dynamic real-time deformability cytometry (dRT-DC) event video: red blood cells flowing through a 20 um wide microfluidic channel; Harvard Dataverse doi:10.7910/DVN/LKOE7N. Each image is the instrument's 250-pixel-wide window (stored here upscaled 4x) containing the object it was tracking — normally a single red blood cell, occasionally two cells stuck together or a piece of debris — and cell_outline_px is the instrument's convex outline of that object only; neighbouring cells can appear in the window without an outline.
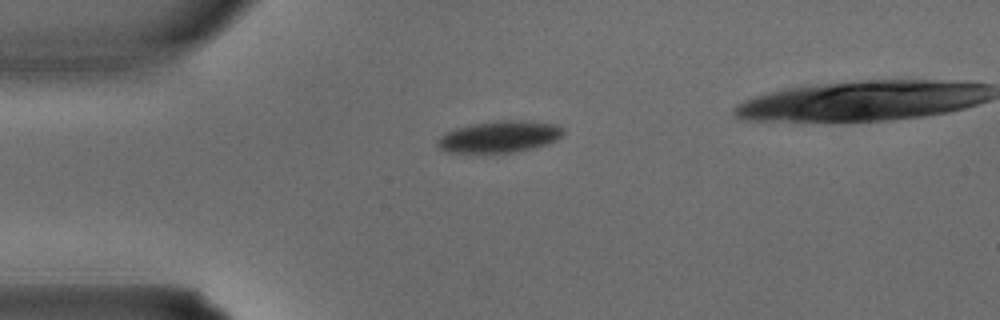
{"species": "common noctule bat (a hibernating species)", "species_latin": "Nyctalus noctula", "temperature_condition": "warm", "stored_images_in_passage": 2, "camera_frame_rate_fps": 3000, "um_per_image_px": 0.085, "animal": {"sex": "male", "body_mass_g": 15.6}, "frame": {"image": 1, "passage_image": 1, "time_ms": 0.0, "image_size_px": [1000, 320], "cell_outline_px": [[564, 132], [556, 140], [548, 144], [516, 152], [444, 152], [436, 144], [448, 132], [456, 128], [472, 124], [500, 120], [524, 120], [556, 124], [564, 128]], "centroid_in_image_um": [42.52, 11.61], "position_along_channel_um": 42.5, "area_um2": 22.89}}